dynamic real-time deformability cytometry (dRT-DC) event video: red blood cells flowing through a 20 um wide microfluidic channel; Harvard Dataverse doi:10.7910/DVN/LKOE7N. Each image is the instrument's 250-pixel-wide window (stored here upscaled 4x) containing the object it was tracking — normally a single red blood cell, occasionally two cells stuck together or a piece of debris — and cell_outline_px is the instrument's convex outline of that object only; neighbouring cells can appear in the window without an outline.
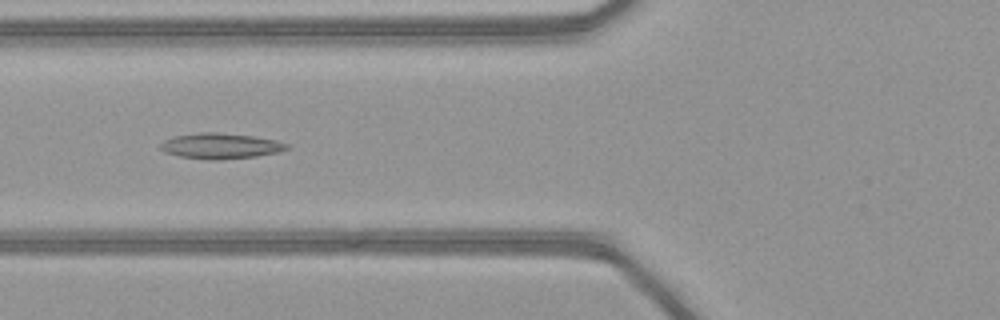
{"species": "common noctule bat (a hibernating species)", "species_latin": "Nyctalus noctula", "temperature_condition": "warm", "stored_images_in_passage": 50, "camera_frame_rate_fps": 3000, "um_per_image_px": 0.085, "animal": {"sex": "female", "body_mass_g": 21.9}, "frame": {"image": 1, "passage_image": 20, "time_ms": 6.333, "image_size_px": [1000, 320], "cell_outline_px": [[292, 148], [280, 152], [256, 156], [220, 160], [212, 160], [180, 156], [164, 152], [160, 148], [160, 144], [164, 140], [176, 136], [200, 132], [216, 132], [252, 136], [276, 140], [288, 144]], "centroid_in_image_um": [18.78, 12.41], "position_along_channel_um": 107.0, "area_um2": 18.84}}
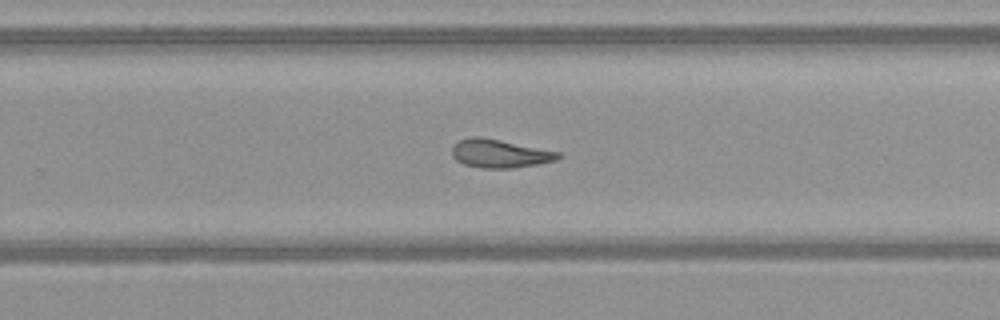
{"frame": {"image": 2, "passage_image": 33, "time_ms": 10.667, "image_size_px": [1000, 320], "cell_outline_px": [[560, 156], [556, 160], [536, 164], [512, 168], [480, 168], [464, 164], [456, 160], [452, 156], [452, 144], [456, 140], [472, 136], [480, 136], [560, 152]], "centroid_in_image_um": [42.4, 13.04], "position_along_channel_um": 287.4, "area_um2": 17.57}}
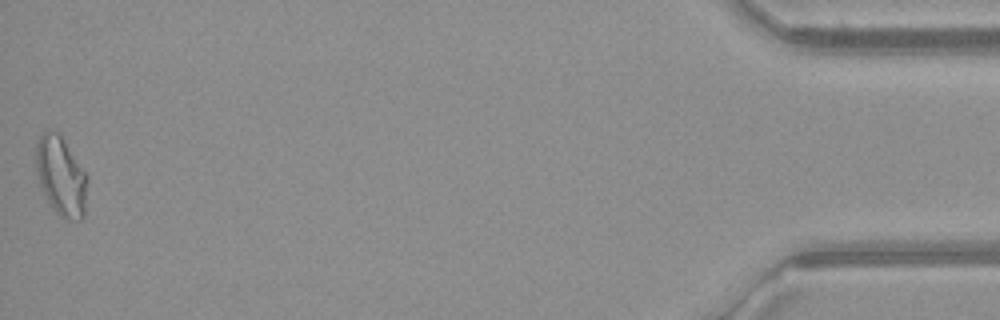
{"frame": {"image": 3, "passage_image": 50, "time_ms": 16.333, "image_size_px": [1000, 320], "cell_outline_px": [[88, 180], [84, 216], [80, 220], [68, 220], [60, 216], [56, 212], [48, 200], [40, 184], [36, 172], [36, 144], [44, 128], [48, 128], [60, 132], [88, 176]], "centroid_in_image_um": [5.2, 14.92], "position_along_channel_um": 430.0, "area_um2": 24.04}, "authors_computed_cell_mechanics": {"area_um2": 18.7561, "velocity_mm_per_s": 4.1564, "shape_relaxation_time_tau1_ms": null, "shape_relaxation_time_tau2_ms": 6.2684, "deformation_change_tau1": null, "deformation_change_tau2": 0.1611}}